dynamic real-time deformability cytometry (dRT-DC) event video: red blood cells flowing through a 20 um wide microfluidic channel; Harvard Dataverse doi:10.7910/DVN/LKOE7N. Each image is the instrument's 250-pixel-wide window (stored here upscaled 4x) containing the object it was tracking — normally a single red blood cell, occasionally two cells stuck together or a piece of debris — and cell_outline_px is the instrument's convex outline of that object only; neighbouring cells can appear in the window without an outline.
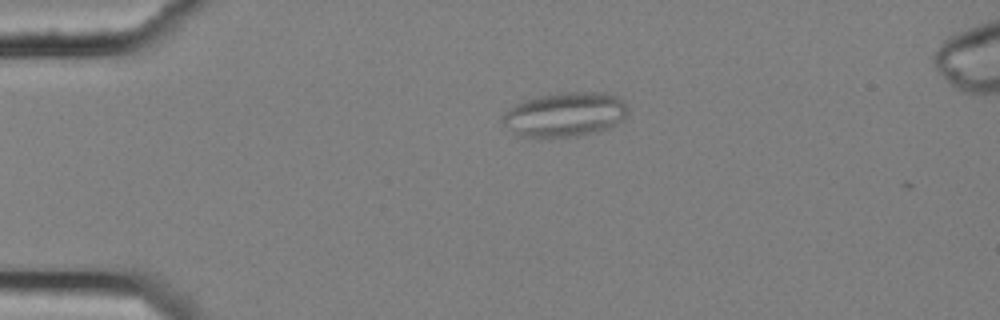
{"species": "common noctule bat (a hibernating species)", "species_latin": "Nyctalus noctula", "temperature_condition": "cold", "stored_images_in_passage": 3, "camera_frame_rate_fps": 3000, "um_per_image_px": 0.085, "animal": {"sex": "female", "body_mass_g": 25.1}, "frame": {"image": 1, "passage_image": 2, "time_ms": 0.333, "image_size_px": [1000, 320], "cell_outline_px": [[628, 112], [624, 120], [608, 128], [596, 132], [576, 136], [536, 140], [516, 136], [500, 120], [500, 116], [512, 104], [520, 100], [540, 96], [564, 92], [604, 92], [616, 96], [624, 100], [628, 108]], "centroid_in_image_um": [47.95, 9.76], "position_along_channel_um": 37.0, "area_um2": 33.64}}